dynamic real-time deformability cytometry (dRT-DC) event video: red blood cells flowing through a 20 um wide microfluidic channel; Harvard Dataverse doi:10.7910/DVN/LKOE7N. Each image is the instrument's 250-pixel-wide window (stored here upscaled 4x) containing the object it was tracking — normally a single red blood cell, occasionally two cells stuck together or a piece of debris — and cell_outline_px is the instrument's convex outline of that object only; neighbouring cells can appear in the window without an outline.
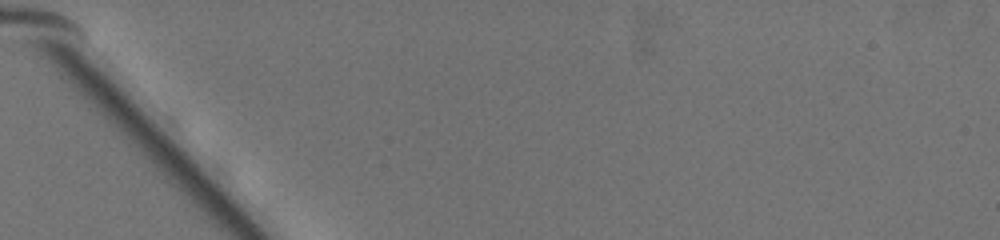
{"species": "common noctule bat (a hibernating species)", "species_latin": "Nyctalus noctula", "temperature_condition": "warm", "stored_images_in_passage": 1, "camera_frame_rate_fps": 3000, "um_per_image_px": 0.085, "animal": {"sex": "female", "body_mass_g": 19.5, "forearm_length_mm": 54.1}, "frame": {"image": 1, "passage_image": 1, "time_ms": 0.0, "image_size_px": [1000, 240], "cell_outline_px": [[276, 88], [268, 104], [256, 104], [240, 88], [228, 68], [224, 60], [224, 56], [236, 48], [252, 56], [268, 72]], "centroid_in_image_um": [21.29, 6.5], "position_along_channel_um": 63.7, "area_um2": 11.73}}